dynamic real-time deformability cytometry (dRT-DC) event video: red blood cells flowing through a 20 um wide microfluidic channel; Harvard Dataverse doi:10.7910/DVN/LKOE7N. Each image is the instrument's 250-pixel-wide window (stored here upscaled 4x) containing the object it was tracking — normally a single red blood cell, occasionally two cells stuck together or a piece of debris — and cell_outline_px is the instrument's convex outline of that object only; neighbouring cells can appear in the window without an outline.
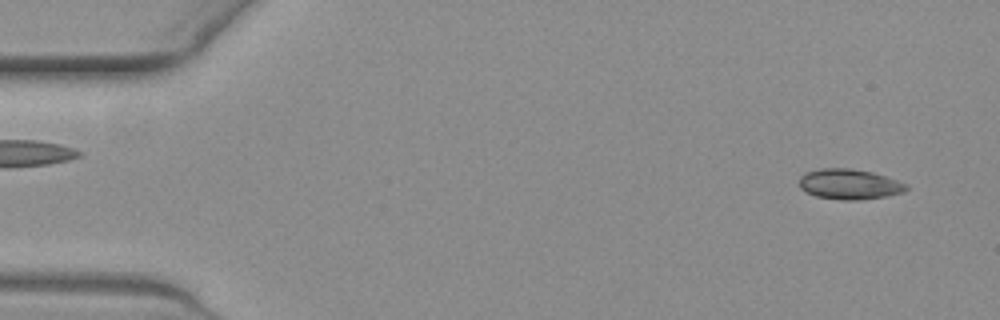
{"species": "common noctule bat (a hibernating species)", "species_latin": "Nyctalus noctula", "temperature_condition": "warm", "stored_images_in_passage": 54, "camera_frame_rate_fps": 3000, "um_per_image_px": 0.085, "animal": {"sex": "female", "body_mass_g": 19.3, "forearm_length_mm": 54.1}, "frame": {"image": 1, "passage_image": 3, "time_ms": 0.667, "image_size_px": [1000, 320], "cell_outline_px": [[908, 188], [904, 192], [884, 196], [860, 200], [844, 200], [816, 196], [800, 188], [800, 176], [804, 172], [820, 168], [852, 168], [872, 172], [908, 184]], "centroid_in_image_um": [72.18, 15.64], "position_along_channel_um": 12.8, "area_um2": 18.84}}
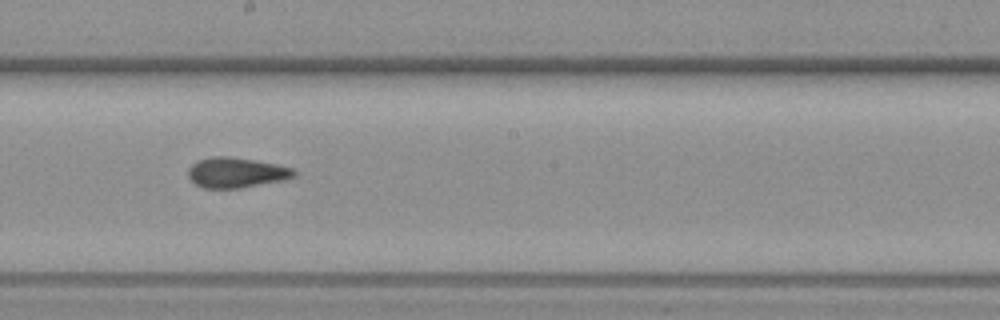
{"frame": {"image": 2, "passage_image": 30, "time_ms": 9.667, "image_size_px": [1000, 320], "cell_outline_px": [[296, 176], [284, 180], [240, 188], [204, 188], [196, 184], [188, 176], [188, 168], [192, 164], [200, 160], [212, 156], [228, 156], [276, 164], [296, 168]], "centroid_in_image_um": [20.11, 14.67], "position_along_channel_um": 228.1, "area_um2": 18.61}}
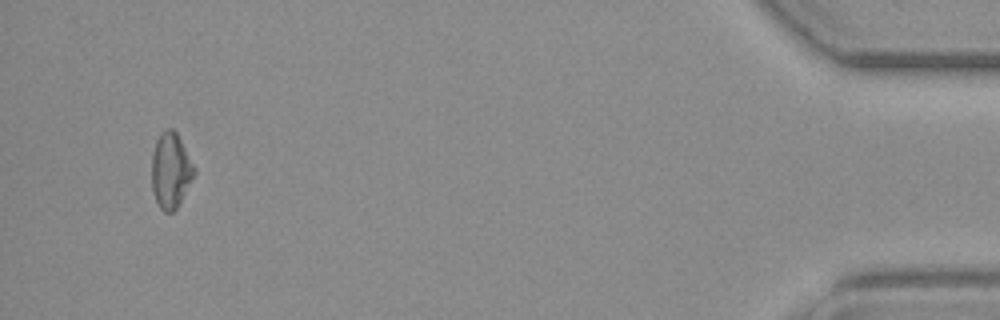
{"frame": {"image": 3, "passage_image": 52, "time_ms": 17.0, "image_size_px": [1000, 320], "cell_outline_px": [[196, 172], [176, 208], [172, 212], [164, 212], [160, 208], [156, 200], [152, 188], [152, 156], [156, 140], [160, 132], [168, 128], [172, 128], [176, 132], [196, 168]], "centroid_in_image_um": [14.51, 14.47], "position_along_channel_um": 420.7, "area_um2": 18.5}, "authors_computed_cell_mechanics": {"area_um2": 18.6116, "velocity_mm_per_s": 3.7565, "shape_relaxation_time_tau1_ms": null, "shape_relaxation_time_tau2_ms": 2.8665, "deformation_change_tau1": null, "deformation_change_tau2": 0.0801}}